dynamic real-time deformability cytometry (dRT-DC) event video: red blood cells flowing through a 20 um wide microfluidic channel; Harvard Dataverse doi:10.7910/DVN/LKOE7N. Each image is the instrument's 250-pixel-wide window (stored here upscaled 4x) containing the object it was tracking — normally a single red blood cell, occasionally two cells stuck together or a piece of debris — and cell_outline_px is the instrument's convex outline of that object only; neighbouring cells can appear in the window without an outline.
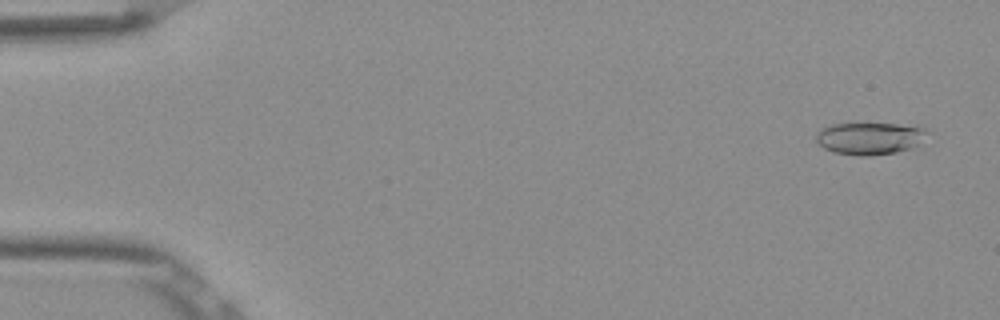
{"species": "Egyptian fruit bat (a non-hibernating species)", "species_latin": "Rousettus aegyptiacus", "temperature_condition": "room temperature", "stored_images_in_passage": 53, "camera_frame_rate_fps": 3000, "um_per_image_px": 0.085, "frame": {"image": 1, "passage_image": 3, "time_ms": 0.667, "image_size_px": [1000, 320], "cell_outline_px": [[928, 132], [912, 148], [896, 152], [872, 156], [856, 156], [832, 152], [824, 148], [816, 140], [816, 132], [832, 124], [920, 124]], "centroid_in_image_um": [73.93, 11.76], "position_along_channel_um": 11.1, "area_um2": 20.92}}
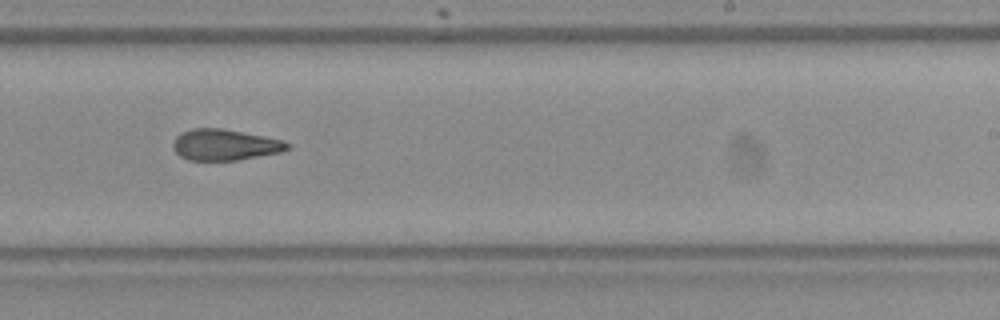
{"frame": {"image": 2, "passage_image": 33, "time_ms": 10.667, "image_size_px": [1000, 320], "cell_outline_px": [[292, 148], [280, 152], [236, 160], [188, 160], [180, 156], [172, 148], [172, 144], [176, 136], [192, 128], [220, 128], [280, 140], [292, 144]], "centroid_in_image_um": [19.08, 12.32], "position_along_channel_um": 269.9, "area_um2": 20.4}}
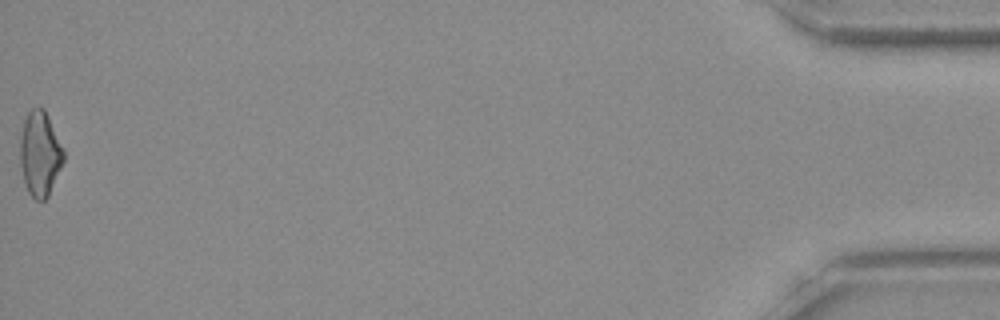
{"frame": {"image": 3, "passage_image": 53, "time_ms": 17.333, "image_size_px": [1000, 320], "cell_outline_px": [[64, 160], [48, 196], [44, 200], [36, 200], [28, 192], [24, 184], [20, 164], [20, 140], [24, 120], [28, 112], [32, 108], [44, 108], [64, 148]], "centroid_in_image_um": [3.39, 13.07], "position_along_channel_um": 431.8, "area_um2": 21.5}, "authors_computed_cell_mechanics": {"area_um2": 21.2126, "velocity_mm_per_s": 3.8961, "shape_relaxation_time_tau1_ms": null, "shape_relaxation_time_tau2_ms": 3.7453, "deformation_change_tau1": null, "deformation_change_tau2": 0.128}}